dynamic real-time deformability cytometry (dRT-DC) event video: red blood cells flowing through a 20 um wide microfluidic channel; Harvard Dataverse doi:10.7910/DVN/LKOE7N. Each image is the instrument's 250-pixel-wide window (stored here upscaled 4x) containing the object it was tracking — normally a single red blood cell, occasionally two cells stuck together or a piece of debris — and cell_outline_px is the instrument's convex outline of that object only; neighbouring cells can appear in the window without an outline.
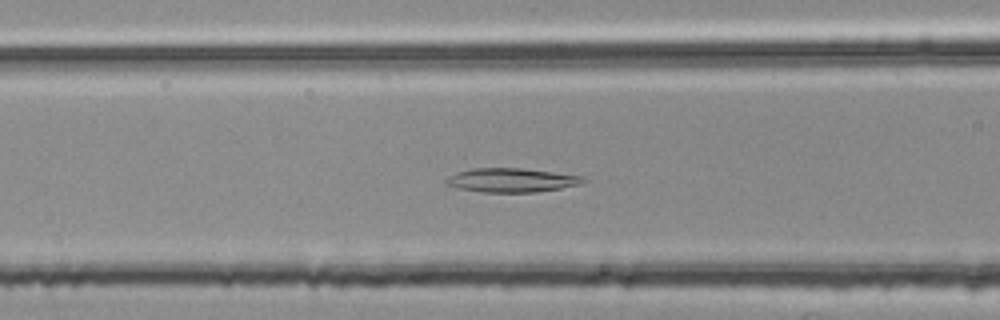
{"species": "common noctule bat (a hibernating species)", "species_latin": "Nyctalus noctula", "temperature_condition": "room temperature", "stored_images_in_passage": 54, "camera_frame_rate_fps": 3000, "um_per_image_px": 0.085, "animal": {"sex": "female", "body_mass_g": 25.1}, "frame": {"image": 1, "passage_image": 22, "time_ms": 7.0, "image_size_px": [1000, 320], "cell_outline_px": [[588, 180], [580, 184], [560, 188], [536, 192], [484, 192], [460, 188], [444, 184], [444, 180], [448, 176], [456, 172], [472, 168], [524, 168], [584, 176]], "centroid_in_image_um": [43.48, 15.3], "position_along_channel_um": 123.1, "area_um2": 19.25}}
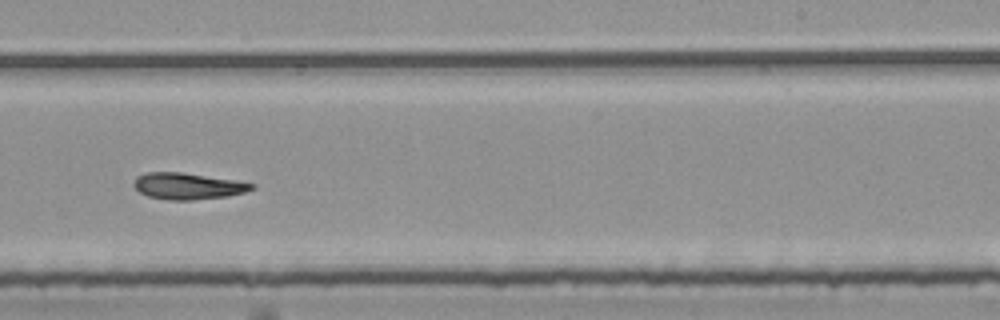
{"frame": {"image": 2, "passage_image": 34, "time_ms": 11.0, "image_size_px": [1000, 320], "cell_outline_px": [[256, 188], [244, 192], [228, 196], [192, 200], [168, 200], [148, 196], [140, 192], [132, 184], [136, 176], [148, 172], [184, 172], [236, 180], [256, 184]], "centroid_in_image_um": [15.98, 15.81], "position_along_channel_um": 273.0, "area_um2": 18.32}}
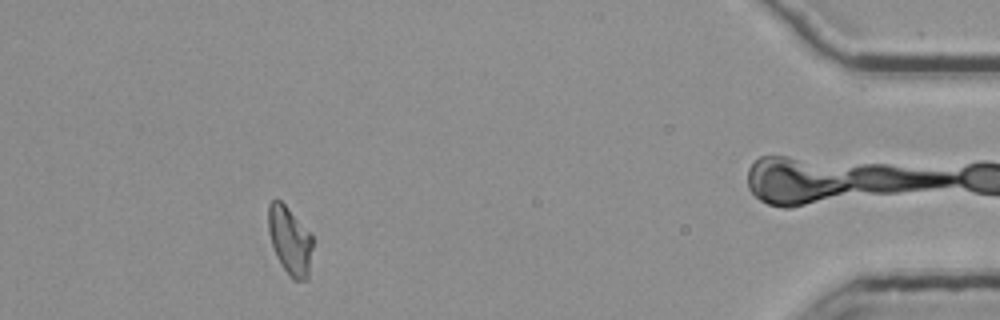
{"frame": {"image": 3, "passage_image": 50, "time_ms": 16.333, "image_size_px": [1000, 320], "cell_outline_px": [[312, 248], [308, 280], [292, 280], [288, 276], [280, 264], [276, 256], [268, 232], [268, 204], [276, 196], [312, 232]], "centroid_in_image_um": [24.64, 20.44], "position_along_channel_um": 410.6, "area_um2": 18.03}}